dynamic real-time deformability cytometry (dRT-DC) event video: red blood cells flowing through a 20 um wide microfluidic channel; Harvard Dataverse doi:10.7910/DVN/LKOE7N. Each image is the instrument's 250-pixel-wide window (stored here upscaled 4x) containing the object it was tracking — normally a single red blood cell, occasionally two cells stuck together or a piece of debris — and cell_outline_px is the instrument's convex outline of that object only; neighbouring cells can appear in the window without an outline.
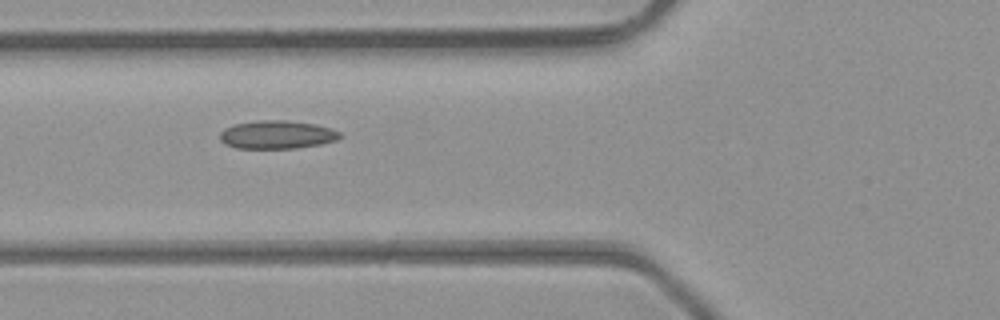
{"species": "common noctule bat (a hibernating species)", "species_latin": "Nyctalus noctula", "temperature_condition": "room temperature", "stored_images_in_passage": 3, "camera_frame_rate_fps": 3000, "um_per_image_px": 0.085, "animal": {"sex": "male", "body_mass_g": 23.1, "forearm_length_mm": 52.7}, "frame": {"image": 1, "passage_image": 2, "time_ms": 0.333, "image_size_px": [1000, 320], "cell_outline_px": [[344, 136], [336, 140], [320, 144], [296, 148], [236, 148], [224, 144], [220, 140], [220, 132], [224, 128], [232, 124], [260, 120], [288, 120], [316, 124], [332, 128], [340, 132]], "centroid_in_image_um": [23.55, 11.44], "position_along_channel_um": 102.3, "area_um2": 20.0}}
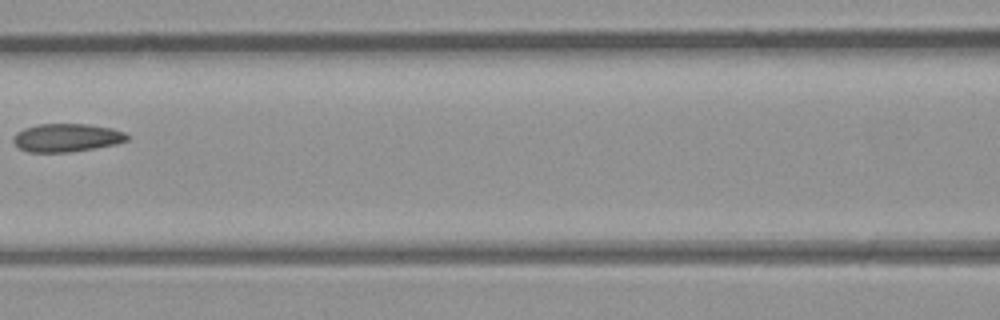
{"frame": {"image": 2, "passage_image": 3, "time_ms": 0.667, "image_size_px": [1000, 320], "cell_outline_px": [[128, 140], [116, 144], [96, 148], [72, 152], [28, 152], [20, 148], [12, 140], [12, 136], [16, 132], [24, 128], [36, 124], [88, 124], [112, 128], [124, 132], [128, 136]], "centroid_in_image_um": [5.65, 11.7], "position_along_channel_um": 160.9, "area_um2": 18.84}}